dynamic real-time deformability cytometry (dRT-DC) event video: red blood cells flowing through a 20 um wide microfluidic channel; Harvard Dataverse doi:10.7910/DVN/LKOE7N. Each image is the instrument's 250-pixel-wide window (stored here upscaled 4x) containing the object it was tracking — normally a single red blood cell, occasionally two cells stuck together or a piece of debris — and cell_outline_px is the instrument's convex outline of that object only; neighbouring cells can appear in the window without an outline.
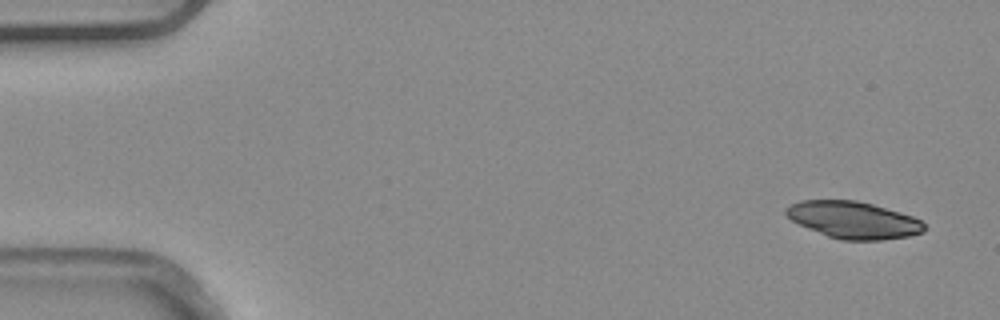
{"species": "common noctule bat (a hibernating species)", "species_latin": "Nyctalus noctula", "temperature_condition": "warm", "stored_images_in_passage": 5, "camera_frame_rate_fps": 3000, "um_per_image_px": 0.085, "animal": {"sex": "male", "body_mass_g": 20.4}, "frame": {"image": 1, "passage_image": 1, "time_ms": 0.0, "image_size_px": [1000, 320], "cell_outline_px": [[924, 232], [908, 236], [880, 240], [840, 240], [828, 236], [808, 228], [792, 220], [784, 212], [784, 208], [788, 204], [800, 200], [856, 200], [872, 204], [900, 212], [912, 216], [920, 220], [924, 224]], "centroid_in_image_um": [72.51, 18.69], "position_along_channel_um": 12.5, "area_um2": 29.71}}